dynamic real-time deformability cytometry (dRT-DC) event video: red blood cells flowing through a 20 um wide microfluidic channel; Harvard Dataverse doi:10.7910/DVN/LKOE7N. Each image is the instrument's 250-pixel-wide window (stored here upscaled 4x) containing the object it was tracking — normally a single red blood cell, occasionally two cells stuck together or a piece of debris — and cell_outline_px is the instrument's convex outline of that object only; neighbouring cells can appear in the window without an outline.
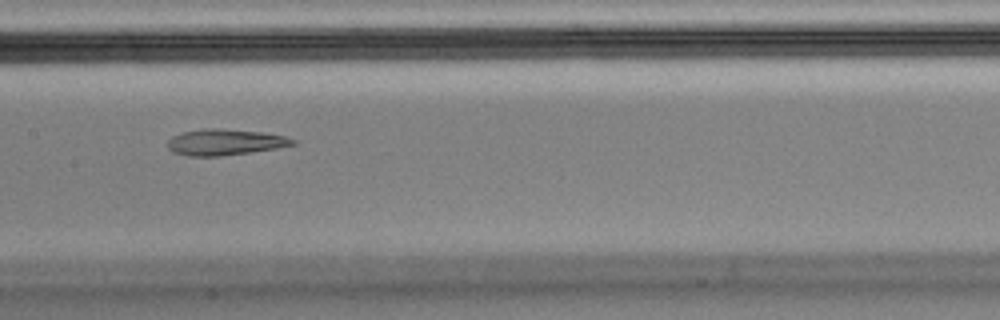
{"species": "Egyptian fruit bat (a non-hibernating species)", "species_latin": "Rousettus aegyptiacus", "temperature_condition": "cold", "stored_images_in_passage": 14, "camera_frame_rate_fps": 3000, "um_per_image_px": 0.085, "animal": {"sex": "male"}, "frame": {"image": 1, "passage_image": 7, "time_ms": 2.0, "image_size_px": [1000, 320], "cell_outline_px": [[296, 144], [276, 148], [220, 156], [188, 156], [172, 152], [168, 148], [168, 140], [172, 136], [184, 132], [204, 128], [220, 128], [264, 132], [284, 136], [296, 140]], "centroid_in_image_um": [19.1, 12.07], "position_along_channel_um": 188.3, "area_um2": 18.96}}
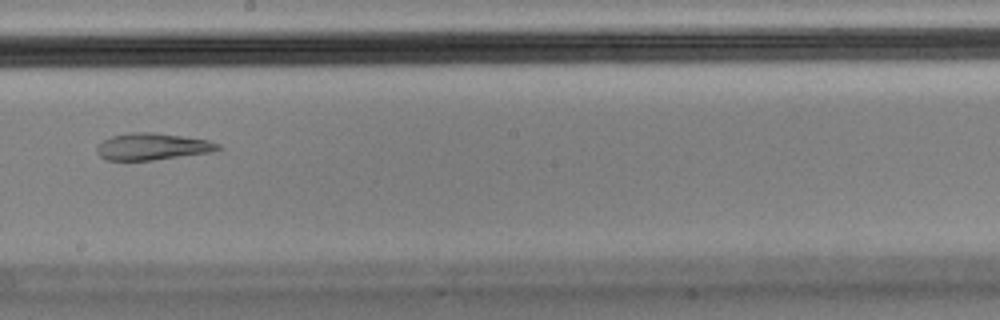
{"frame": {"image": 2, "passage_image": 8, "time_ms": 2.333, "image_size_px": [1000, 320], "cell_outline_px": [[224, 148], [216, 152], [152, 160], [108, 160], [100, 156], [96, 152], [96, 148], [104, 140], [112, 136], [132, 132], [152, 132], [208, 140], [220, 144]], "centroid_in_image_um": [13.02, 12.46], "position_along_channel_um": 235.2, "area_um2": 18.96}}